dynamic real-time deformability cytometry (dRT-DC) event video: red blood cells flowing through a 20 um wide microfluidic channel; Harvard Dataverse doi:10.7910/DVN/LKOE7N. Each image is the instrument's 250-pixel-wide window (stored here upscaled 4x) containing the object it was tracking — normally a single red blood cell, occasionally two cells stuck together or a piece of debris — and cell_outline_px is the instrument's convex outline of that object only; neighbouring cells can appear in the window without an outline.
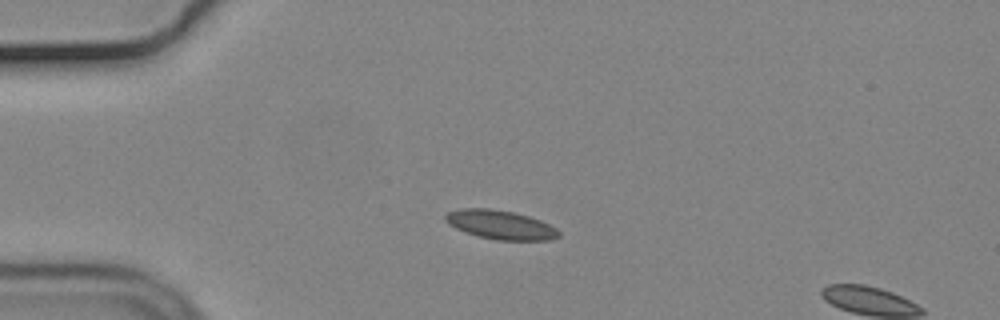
{"species": "common noctule bat (a hibernating species)", "species_latin": "Nyctalus noctula", "temperature_condition": "cold", "stored_images_in_passage": 4, "camera_frame_rate_fps": 3000, "um_per_image_px": 0.085, "animal": {"sex": "male", "body_mass_g": 19.2, "forearm_length_mm": 51.8}, "frame": {"image": 1, "passage_image": 1, "time_ms": 0.0, "image_size_px": [1000, 320], "cell_outline_px": [[560, 236], [552, 240], [496, 240], [480, 236], [456, 228], [448, 224], [444, 220], [444, 216], [448, 212], [460, 208], [488, 208], [512, 212], [528, 216], [540, 220], [556, 228], [560, 232]], "centroid_in_image_um": [42.54, 19.1], "position_along_channel_um": 42.5, "area_um2": 19.02}}